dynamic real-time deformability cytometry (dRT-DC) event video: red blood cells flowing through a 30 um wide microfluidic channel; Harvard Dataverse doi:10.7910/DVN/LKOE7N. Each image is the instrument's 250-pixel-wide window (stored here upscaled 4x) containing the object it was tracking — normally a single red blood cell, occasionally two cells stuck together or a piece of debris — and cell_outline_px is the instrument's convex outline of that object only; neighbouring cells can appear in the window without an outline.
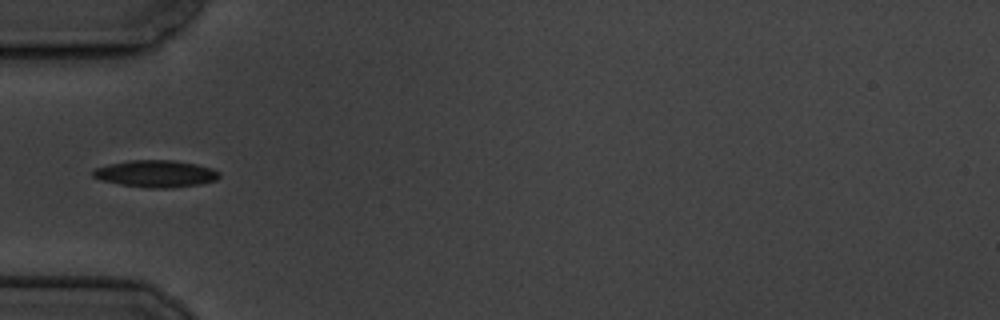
{"species": "common noctule bat (a hibernating species)", "species_latin": "Nyctalus noctula", "temperature_condition": "cold", "stored_images_in_passage": 40, "camera_frame_rate_fps": 3000, "um_per_image_px": 0.085, "animal": {"sex": "male", "body_mass_g": 19.5, "forearm_length_mm": 54.6}, "frame": {"image": 1, "passage_image": 1, "time_ms": 0.0, "image_size_px": [1000, 320], "cell_outline_px": [[220, 176], [216, 180], [200, 184], [168, 188], [148, 188], [120, 184], [100, 180], [92, 176], [92, 172], [96, 168], [108, 164], [128, 160], [172, 160], [196, 164], [212, 168], [220, 172]], "centroid_in_image_um": [13.24, 14.76], "position_along_channel_um": 71.8, "area_um2": 19.88}}
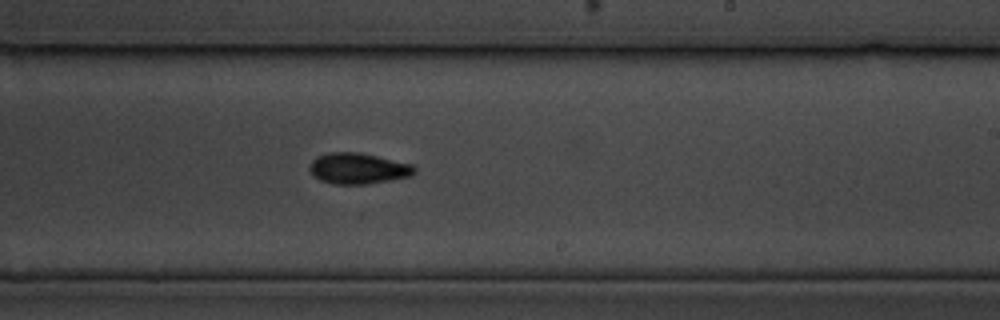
{"frame": {"image": 2, "passage_image": 17, "time_ms": 5.333, "image_size_px": [1000, 320], "cell_outline_px": [[416, 172], [412, 176], [368, 184], [332, 184], [320, 180], [308, 168], [312, 160], [316, 156], [328, 152], [360, 152], [412, 164], [416, 168]], "centroid_in_image_um": [30.45, 14.31], "position_along_channel_um": 258.6, "area_um2": 19.02}}
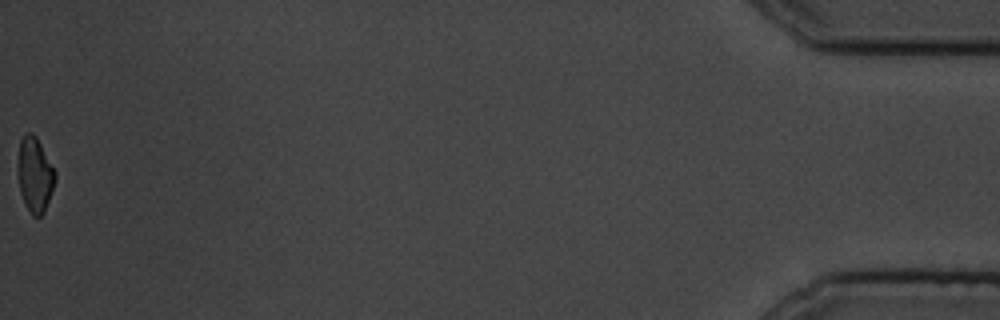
{"frame": {"image": 3, "passage_image": 40, "time_ms": 13.0, "image_size_px": [1000, 320], "cell_outline_px": [[56, 180], [44, 212], [40, 216], [32, 216], [20, 192], [16, 172], [16, 168], [20, 140], [24, 132], [32, 132], [36, 136], [56, 172]], "centroid_in_image_um": [2.94, 14.8], "position_along_channel_um": 432.3, "area_um2": 16.47}, "authors_computed_cell_mechanics": {"area_um2": 18.0047, "velocity_mm_per_s": 3.5037, "shape_relaxation_time_tau1_ms": 3.1071, "shape_relaxation_time_tau2_ms": 3.4952, "deformation_change_tau1": 0.1299, "deformation_change_tau2": 0.0836}}